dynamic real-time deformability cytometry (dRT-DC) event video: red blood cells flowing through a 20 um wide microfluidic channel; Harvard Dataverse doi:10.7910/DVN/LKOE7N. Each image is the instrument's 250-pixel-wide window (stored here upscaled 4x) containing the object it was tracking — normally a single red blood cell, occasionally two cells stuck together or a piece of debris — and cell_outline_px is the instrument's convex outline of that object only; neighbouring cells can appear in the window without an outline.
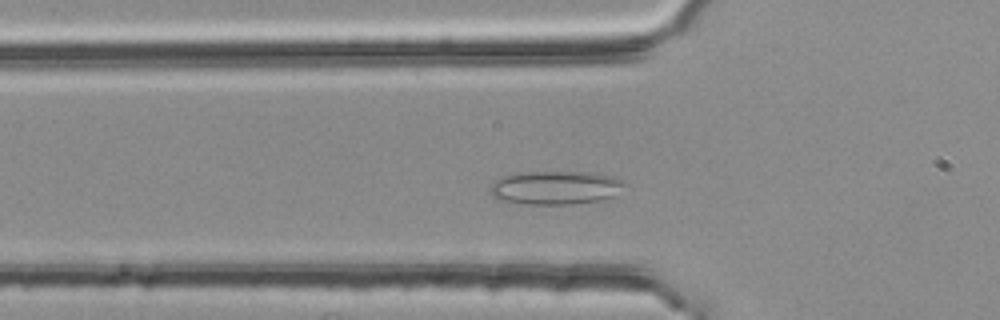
{"species": "common noctule bat (a hibernating species)", "species_latin": "Nyctalus noctula", "temperature_condition": "room temperature", "stored_images_in_passage": 36, "camera_frame_rate_fps": 3000, "um_per_image_px": 0.085, "animal": {"sex": "female", "body_mass_g": 25.1}, "frame": {"image": 1, "passage_image": 5, "time_ms": 1.333, "image_size_px": [1000, 320], "cell_outline_px": [[628, 184], [616, 196], [600, 200], [568, 204], [524, 204], [496, 200], [488, 192], [488, 188], [492, 180], [516, 172], [588, 172], [616, 176], [624, 180]], "centroid_in_image_um": [47.2, 15.94], "position_along_channel_um": 78.6, "area_um2": 27.05}}
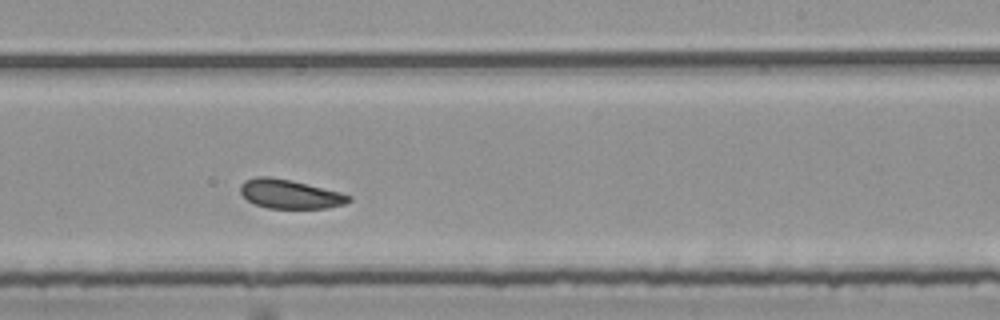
{"frame": {"image": 2, "passage_image": 20, "time_ms": 6.333, "image_size_px": [1000, 320], "cell_outline_px": [[352, 200], [344, 204], [328, 208], [268, 208], [256, 204], [248, 200], [240, 192], [240, 184], [244, 180], [256, 176], [268, 176], [292, 180], [340, 192], [352, 196]], "centroid_in_image_um": [24.64, 16.48], "position_along_channel_um": 264.4, "area_um2": 18.38}}
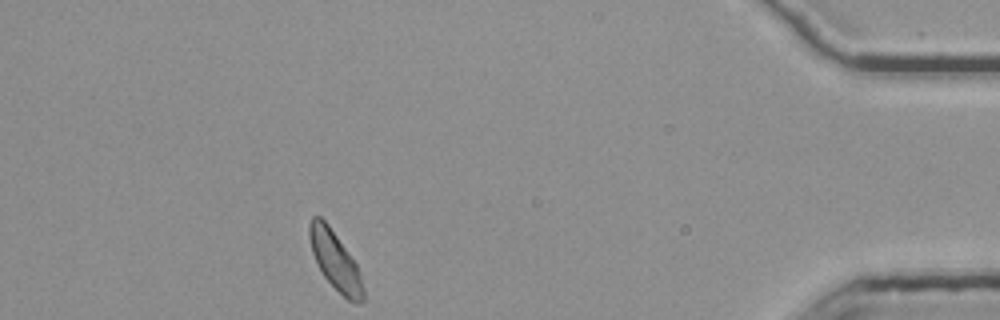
{"frame": {"image": 3, "passage_image": 36, "time_ms": 11.667, "image_size_px": [1000, 320], "cell_outline_px": [[364, 304], [356, 304], [348, 300], [324, 276], [316, 264], [312, 252], [308, 236], [308, 224], [312, 216], [320, 216], [328, 224], [356, 264], [360, 272], [364, 288]], "centroid_in_image_um": [28.49, 22.17], "position_along_channel_um": 406.7, "area_um2": 18.32}, "authors_computed_cell_mechanics": {"area_um2": 18.6405, "velocity_mm_per_s": 3.7047, "shape_relaxation_time_tau1_ms": 6.9608, "shape_relaxation_time_tau2_ms": 1.9, "deformation_change_tau1": 0.0783, "deformation_change_tau2": 0.0708}}